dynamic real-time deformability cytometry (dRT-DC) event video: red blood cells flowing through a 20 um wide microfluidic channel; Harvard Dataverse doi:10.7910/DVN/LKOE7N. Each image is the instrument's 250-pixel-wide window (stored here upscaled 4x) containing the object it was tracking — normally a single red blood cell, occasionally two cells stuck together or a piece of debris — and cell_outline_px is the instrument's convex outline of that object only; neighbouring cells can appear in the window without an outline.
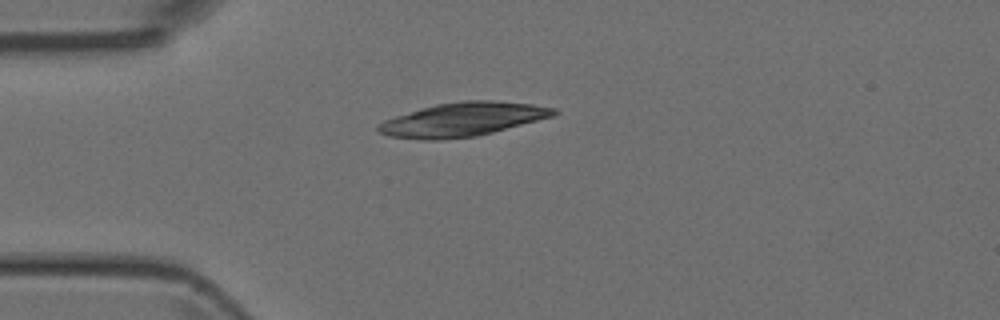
{"species": "Egyptian fruit bat (a non-hibernating species)", "species_latin": "Rousettus aegyptiacus", "temperature_condition": "room temperature", "stored_images_in_passage": 2, "camera_frame_rate_fps": 3000, "um_per_image_px": 0.085, "animal": {"sex": "female"}, "frame": {"image": 1, "passage_image": 1, "time_ms": 0.0, "image_size_px": [1000, 320], "cell_outline_px": [[560, 112], [552, 116], [492, 132], [476, 136], [440, 140], [420, 140], [388, 136], [380, 132], [376, 128], [376, 124], [384, 120], [396, 116], [436, 104], [464, 100], [492, 100], [532, 104], [556, 108]], "centroid_in_image_um": [39.3, 10.15], "position_along_channel_um": 45.7, "area_um2": 34.39}}